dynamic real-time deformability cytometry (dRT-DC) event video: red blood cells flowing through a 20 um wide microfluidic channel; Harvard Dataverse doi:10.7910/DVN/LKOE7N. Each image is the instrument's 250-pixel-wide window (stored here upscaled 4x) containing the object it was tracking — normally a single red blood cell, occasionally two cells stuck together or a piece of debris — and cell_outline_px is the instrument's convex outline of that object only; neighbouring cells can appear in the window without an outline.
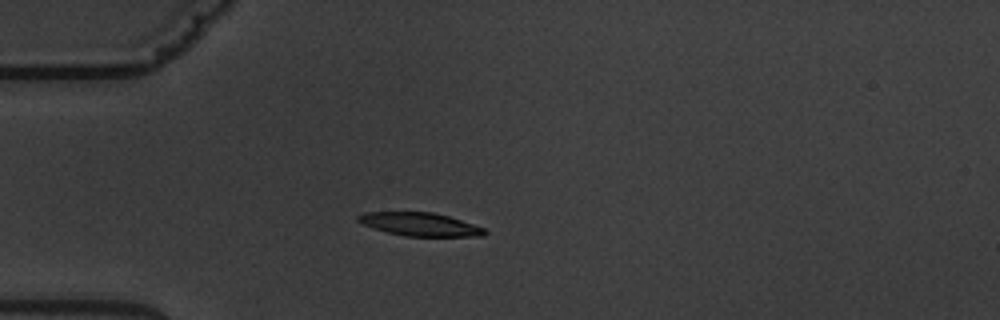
{"species": "common noctule bat (a hibernating species)", "species_latin": "Nyctalus noctula", "temperature_condition": "warm", "stored_images_in_passage": 3, "camera_frame_rate_fps": 3000, "um_per_image_px": 0.085, "animal": {"sex": "male", "body_mass_g": 19.5, "forearm_length_mm": 54.6}, "frame": {"image": 1, "passage_image": 3, "time_ms": 4.0, "image_size_px": [1000, 320], "cell_outline_px": [[488, 232], [484, 236], [404, 236], [388, 232], [364, 224], [356, 220], [356, 216], [364, 212], [432, 212], [448, 216], [484, 228]], "centroid_in_image_um": [35.7, 19.06], "position_along_channel_um": 49.3, "area_um2": 16.94}}